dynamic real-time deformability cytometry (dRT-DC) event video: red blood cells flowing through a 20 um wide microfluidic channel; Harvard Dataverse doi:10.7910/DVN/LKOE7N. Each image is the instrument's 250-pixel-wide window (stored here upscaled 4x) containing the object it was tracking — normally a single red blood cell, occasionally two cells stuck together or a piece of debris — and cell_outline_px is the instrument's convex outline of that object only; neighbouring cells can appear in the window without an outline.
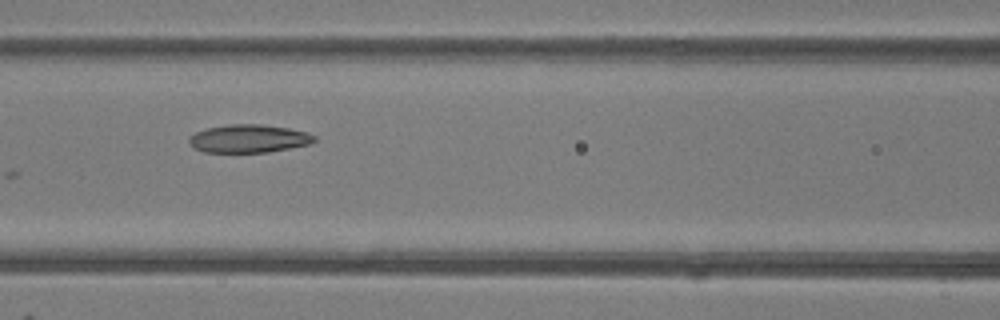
{"species": "common noctule bat (a hibernating species)", "species_latin": "Nyctalus noctula", "temperature_condition": "room temperature", "stored_images_in_passage": 9, "camera_frame_rate_fps": 3000, "um_per_image_px": 0.085, "animal": {"sex": "female"}, "frame": {"image": 1, "passage_image": 7, "time_ms": 6.667, "image_size_px": [1000, 320], "cell_outline_px": [[316, 140], [312, 144], [268, 152], [204, 152], [192, 148], [188, 140], [188, 136], [196, 132], [208, 128], [228, 124], [260, 124], [288, 128], [308, 132], [316, 136]], "centroid_in_image_um": [21.15, 11.78], "position_along_channel_um": 145.5, "area_um2": 20.69}}
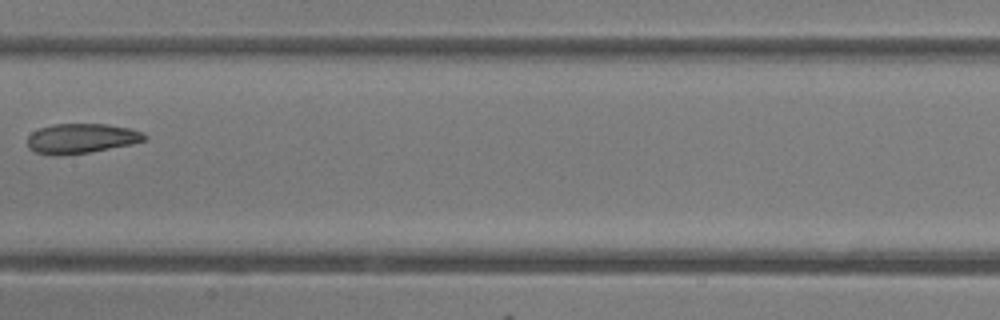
{"frame": {"image": 2, "passage_image": 8, "time_ms": 8.0, "image_size_px": [1000, 320], "cell_outline_px": [[148, 140], [132, 144], [88, 152], [60, 156], [52, 156], [36, 152], [28, 148], [28, 136], [32, 132], [40, 128], [52, 124], [104, 124], [128, 128], [144, 132], [148, 136]], "centroid_in_image_um": [6.92, 11.77], "position_along_channel_um": 200.5, "area_um2": 20.46}}
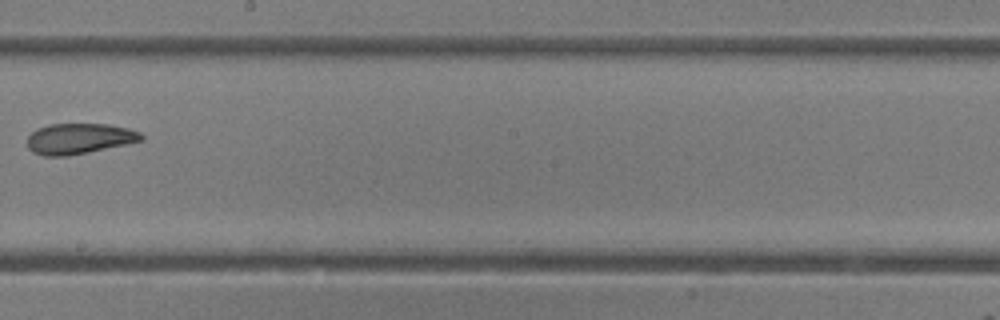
{"frame": {"image": 3, "passage_image": 9, "time_ms": 9.0, "image_size_px": [1000, 320], "cell_outline_px": [[144, 140], [88, 152], [68, 156], [44, 156], [32, 152], [28, 148], [28, 136], [36, 128], [48, 124], [108, 124], [128, 128], [140, 132], [144, 136]], "centroid_in_image_um": [6.72, 11.78], "position_along_channel_um": 241.5, "area_um2": 20.4}}